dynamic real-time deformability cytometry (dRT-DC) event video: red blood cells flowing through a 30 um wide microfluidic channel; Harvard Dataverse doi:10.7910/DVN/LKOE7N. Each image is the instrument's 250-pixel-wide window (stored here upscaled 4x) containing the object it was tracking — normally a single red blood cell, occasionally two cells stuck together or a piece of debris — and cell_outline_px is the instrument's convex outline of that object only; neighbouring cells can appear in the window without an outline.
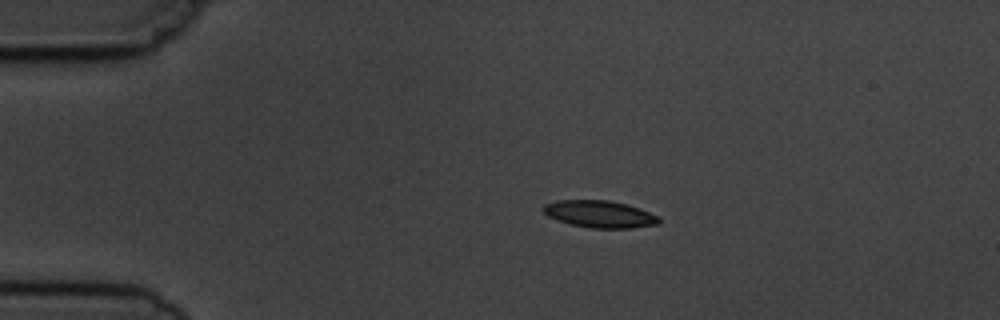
{"species": "common noctule bat (a hibernating species)", "species_latin": "Nyctalus noctula", "temperature_condition": "cold", "stored_images_in_passage": 9, "camera_frame_rate_fps": 3000, "um_per_image_px": 0.085, "animal": {"sex": "male", "body_mass_g": 19.5, "forearm_length_mm": 54.6}, "frame": {"image": 1, "passage_image": 2, "time_ms": 1.333, "image_size_px": [1000, 320], "cell_outline_px": [[660, 224], [632, 228], [592, 228], [572, 224], [556, 220], [548, 216], [540, 208], [544, 204], [556, 200], [608, 200], [640, 208], [656, 216], [660, 220]], "centroid_in_image_um": [50.93, 18.19], "position_along_channel_um": 34.1, "area_um2": 18.21}}
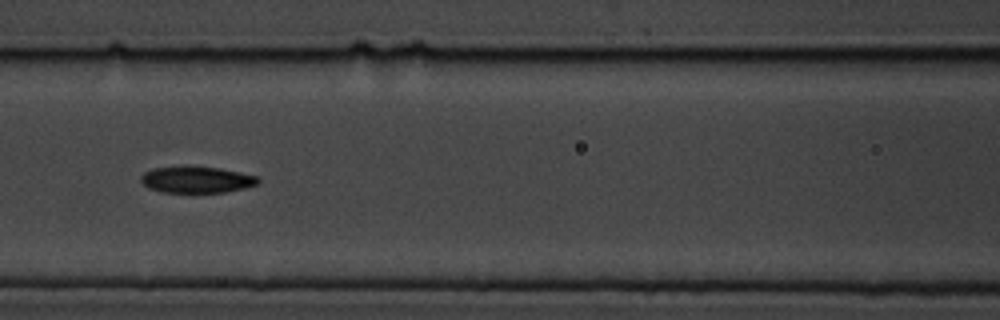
{"frame": {"image": 2, "passage_image": 6, "time_ms": 5.667, "image_size_px": [1000, 320], "cell_outline_px": [[260, 180], [256, 184], [244, 188], [224, 192], [160, 192], [148, 188], [140, 180], [140, 176], [144, 172], [152, 168], [220, 168], [256, 176]], "centroid_in_image_um": [16.68, 15.3], "position_along_channel_um": 149.9, "area_um2": 17.46}}
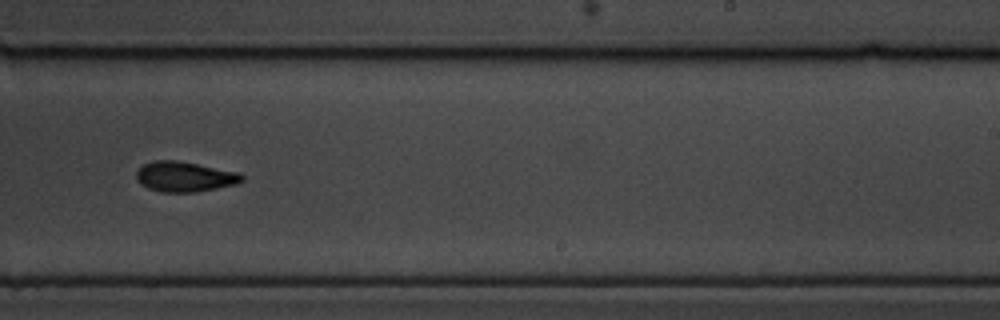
{"frame": {"image": 3, "passage_image": 9, "time_ms": 9.0, "image_size_px": [1000, 320], "cell_outline_px": [[244, 180], [236, 184], [196, 192], [160, 192], [148, 188], [140, 184], [136, 180], [136, 172], [144, 164], [156, 160], [176, 160], [240, 172], [244, 176]], "centroid_in_image_um": [15.7, 15.02], "position_along_channel_um": 273.3, "area_um2": 18.61}}